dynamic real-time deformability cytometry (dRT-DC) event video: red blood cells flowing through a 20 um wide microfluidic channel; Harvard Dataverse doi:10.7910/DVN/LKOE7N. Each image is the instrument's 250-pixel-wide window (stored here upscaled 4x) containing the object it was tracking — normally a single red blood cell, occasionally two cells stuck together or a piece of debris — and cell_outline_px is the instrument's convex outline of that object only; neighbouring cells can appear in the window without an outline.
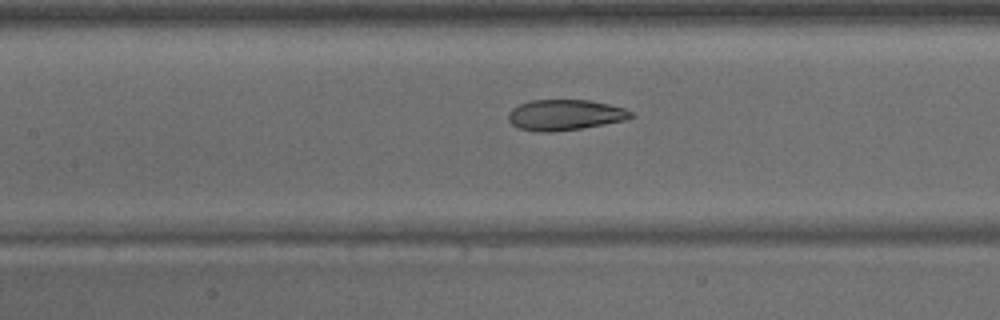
{"species": "common noctule bat (a hibernating species)", "species_latin": "Nyctalus noctula", "temperature_condition": "warm", "stored_images_in_passage": 42, "camera_frame_rate_fps": 3000, "um_per_image_px": 0.085, "animal": {"sex": "male", "body_mass_g": 15.6}, "frame": {"image": 1, "passage_image": 19, "time_ms": 6.0, "image_size_px": [1000, 320], "cell_outline_px": [[636, 116], [624, 120], [580, 128], [552, 132], [540, 132], [520, 128], [512, 124], [508, 120], [508, 112], [512, 108], [520, 104], [532, 100], [588, 100], [608, 104], [624, 108], [632, 112]], "centroid_in_image_um": [48.01, 9.76], "position_along_channel_um": 159.4, "area_um2": 21.73}}